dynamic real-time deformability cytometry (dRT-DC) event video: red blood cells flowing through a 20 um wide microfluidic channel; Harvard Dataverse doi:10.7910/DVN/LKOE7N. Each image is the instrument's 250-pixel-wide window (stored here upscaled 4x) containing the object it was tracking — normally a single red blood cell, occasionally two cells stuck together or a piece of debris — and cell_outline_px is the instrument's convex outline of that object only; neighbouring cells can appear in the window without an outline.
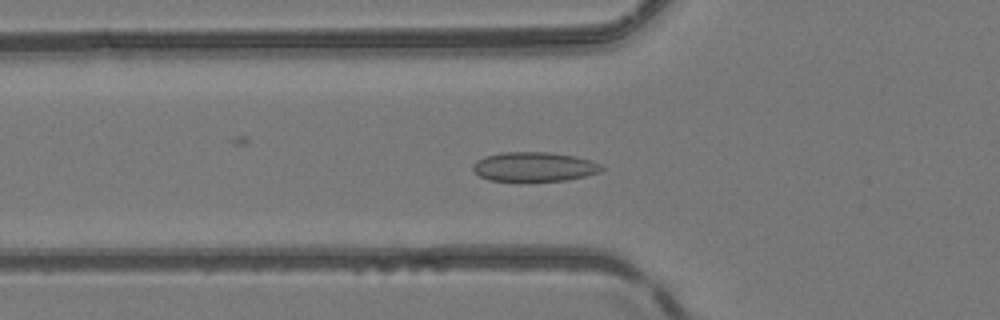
{"species": "common noctule bat (a hibernating species)", "species_latin": "Nyctalus noctula", "temperature_condition": "room temperature", "stored_images_in_passage": 51, "camera_frame_rate_fps": 3000, "um_per_image_px": 0.085, "animal": {"sex": "female", "body_mass_g": 24.6, "forearm_length_mm": 56.2}, "frame": {"image": 1, "passage_image": 19, "time_ms": 6.0, "image_size_px": [1000, 320], "cell_outline_px": [[604, 168], [600, 172], [568, 180], [488, 180], [480, 176], [472, 168], [472, 164], [476, 160], [484, 156], [500, 152], [548, 152], [576, 156], [592, 160], [600, 164]], "centroid_in_image_um": [45.4, 14.15], "position_along_channel_um": 80.4, "area_um2": 21.96}}
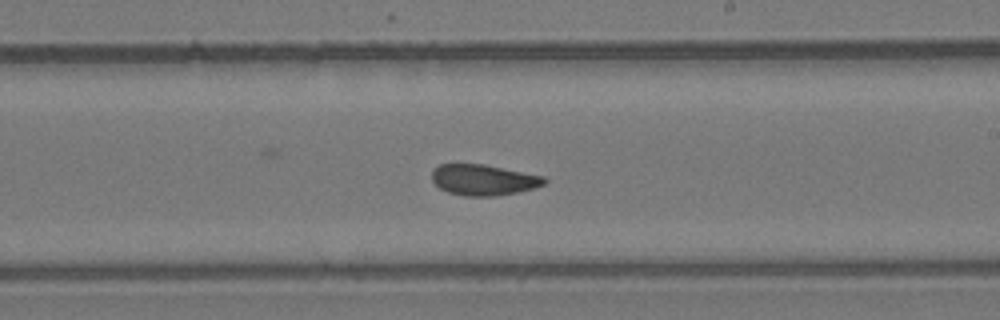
{"frame": {"image": 2, "passage_image": 31, "time_ms": 10.0, "image_size_px": [1000, 320], "cell_outline_px": [[548, 180], [544, 184], [532, 188], [516, 192], [496, 196], [464, 196], [448, 192], [440, 188], [432, 180], [432, 168], [440, 164], [484, 164], [544, 176]], "centroid_in_image_um": [41.07, 15.28], "position_along_channel_um": 247.9, "area_um2": 20.17}}
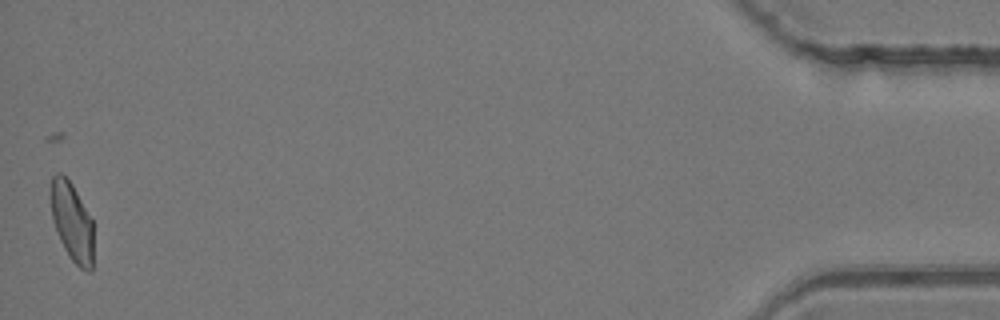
{"frame": {"image": 3, "passage_image": 51, "time_ms": 16.667, "image_size_px": [1000, 320], "cell_outline_px": [[92, 272], [88, 272], [80, 268], [68, 256], [60, 240], [52, 220], [52, 176], [56, 172], [60, 172], [72, 184], [92, 220]], "centroid_in_image_um": [6.12, 18.89], "position_along_channel_um": 429.1, "area_um2": 19.19}, "authors_computed_cell_mechanics": {"area_um2": 20.8658, "velocity_mm_per_s": 4.1727, "shape_relaxation_time_tau1_ms": null, "shape_relaxation_time_tau2_ms": 1.7401, "deformation_change_tau1": null, "deformation_change_tau2": 0.0602}}